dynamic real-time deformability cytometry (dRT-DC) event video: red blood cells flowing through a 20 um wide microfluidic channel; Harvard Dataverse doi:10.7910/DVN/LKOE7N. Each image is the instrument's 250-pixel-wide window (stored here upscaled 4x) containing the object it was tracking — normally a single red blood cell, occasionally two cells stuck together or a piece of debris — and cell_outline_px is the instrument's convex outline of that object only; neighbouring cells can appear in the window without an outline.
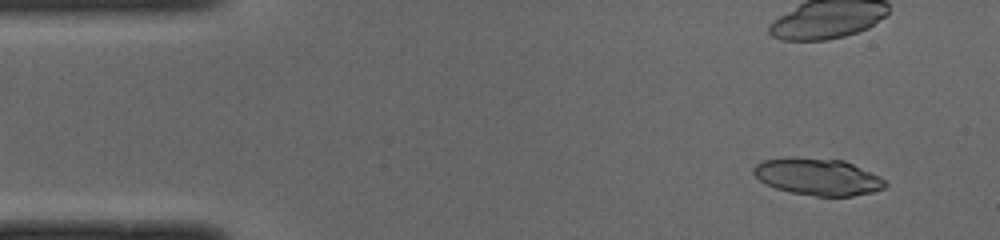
{"species": "common noctule bat (a hibernating species)", "species_latin": "Nyctalus noctula", "temperature_condition": "cold", "stored_images_in_passage": 27, "camera_frame_rate_fps": 3000, "um_per_image_px": 0.085, "animal": {"sex": "male", "body_mass_g": 19.0, "forearm_length_mm": 50.8}, "frame": {"image": 1, "passage_image": 1, "time_ms": 0.0, "image_size_px": [1000, 240], "cell_outline_px": [[888, 184], [884, 188], [872, 192], [852, 196], [816, 196], [792, 192], [776, 188], [760, 180], [752, 172], [752, 168], [756, 164], [764, 160], [792, 156], [844, 160], [880, 176]], "centroid_in_image_um": [69.52, 15.01], "position_along_channel_um": 15.5, "area_um2": 28.32}}